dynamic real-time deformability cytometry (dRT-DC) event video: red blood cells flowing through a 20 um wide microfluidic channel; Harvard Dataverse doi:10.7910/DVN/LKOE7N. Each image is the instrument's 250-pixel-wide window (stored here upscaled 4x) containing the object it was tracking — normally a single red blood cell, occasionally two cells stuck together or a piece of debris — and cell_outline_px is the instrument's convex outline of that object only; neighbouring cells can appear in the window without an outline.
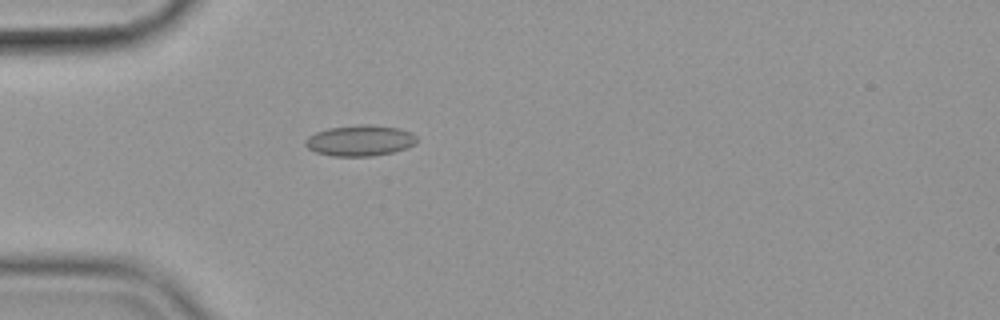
{"species": "common noctule bat (a hibernating species)", "species_latin": "Nyctalus noctula", "temperature_condition": "cold", "stored_images_in_passage": 42, "camera_frame_rate_fps": 3000, "um_per_image_px": 0.085, "animal": {"sex": "female", "body_mass_g": 19.9}, "frame": {"image": 1, "passage_image": 2, "time_ms": 0.333, "image_size_px": [1000, 320], "cell_outline_px": [[416, 144], [408, 148], [392, 152], [372, 156], [332, 156], [316, 152], [308, 148], [304, 144], [304, 140], [308, 136], [316, 132], [328, 128], [360, 124], [372, 124], [400, 128], [412, 132], [416, 136]], "centroid_in_image_um": [30.61, 11.94], "position_along_channel_um": 54.4, "area_um2": 20.29}}
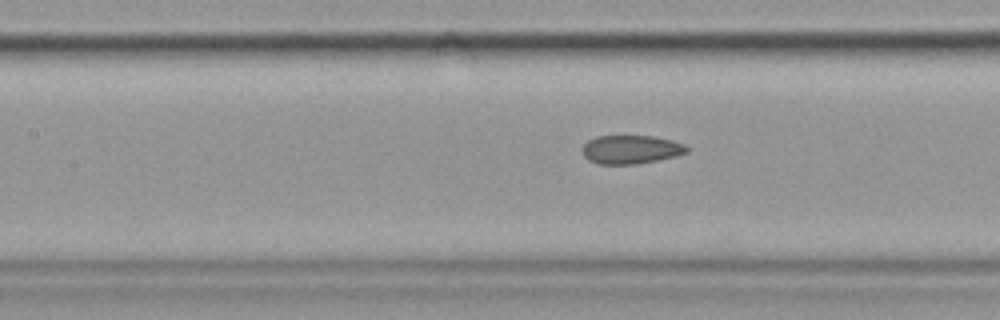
{"frame": {"image": 2, "passage_image": 11, "time_ms": 3.333, "image_size_px": [1000, 320], "cell_outline_px": [[688, 152], [676, 156], [636, 164], [596, 164], [588, 160], [584, 156], [580, 148], [588, 140], [596, 136], [652, 136], [672, 140], [684, 144], [688, 148]], "centroid_in_image_um": [53.59, 12.71], "position_along_channel_um": 153.8, "area_um2": 17.51}}
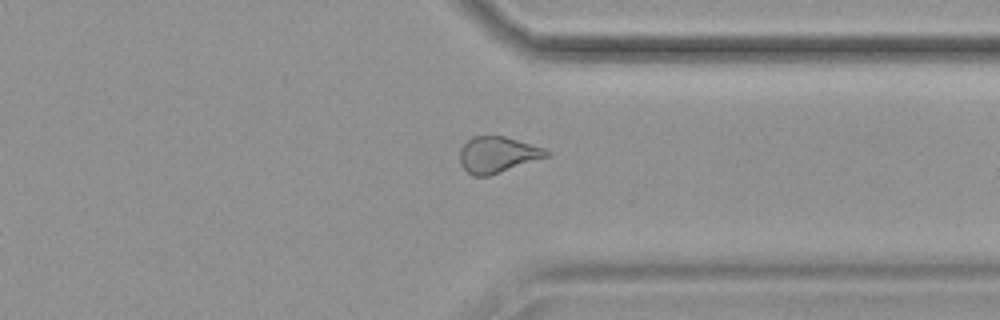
{"frame": {"image": 3, "passage_image": 29, "time_ms": 9.333, "image_size_px": [1000, 320], "cell_outline_px": [[552, 152], [548, 156], [488, 176], [472, 176], [460, 164], [460, 148], [472, 136], [504, 136], [544, 148]], "centroid_in_image_um": [42.27, 13.14], "position_along_channel_um": 369.1, "area_um2": 18.03}, "authors_computed_cell_mechanics": {"area_um2": 18.3226, "velocity_mm_per_s": 3.5947, "shape_relaxation_time_tau1_ms": null, "shape_relaxation_time_tau2_ms": 2.257, "deformation_change_tau1": null, "deformation_change_tau2": 0.0818}}